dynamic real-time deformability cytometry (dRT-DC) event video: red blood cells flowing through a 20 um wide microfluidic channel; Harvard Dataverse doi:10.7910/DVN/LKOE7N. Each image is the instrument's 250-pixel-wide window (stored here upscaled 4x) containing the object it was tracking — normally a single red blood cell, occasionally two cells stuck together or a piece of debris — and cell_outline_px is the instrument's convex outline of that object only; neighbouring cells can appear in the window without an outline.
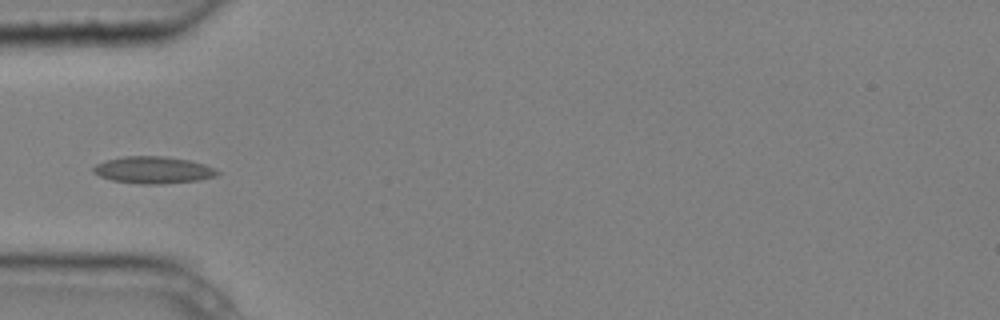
{"species": "common noctule bat (a hibernating species)", "species_latin": "Nyctalus noctula", "temperature_condition": "cold", "stored_images_in_passage": 6, "camera_frame_rate_fps": 3000, "um_per_image_px": 0.085, "animal": {"sex": "male", "body_mass_g": 20.4}, "frame": {"image": 1, "passage_image": 5, "time_ms": 1.333, "image_size_px": [1000, 320], "cell_outline_px": [[220, 172], [216, 176], [200, 180], [160, 184], [144, 184], [112, 180], [100, 176], [92, 172], [92, 168], [96, 164], [108, 160], [124, 156], [164, 156], [188, 160], [204, 164]], "centroid_in_image_um": [13.02, 14.45], "position_along_channel_um": 72.0, "area_um2": 19.31}}
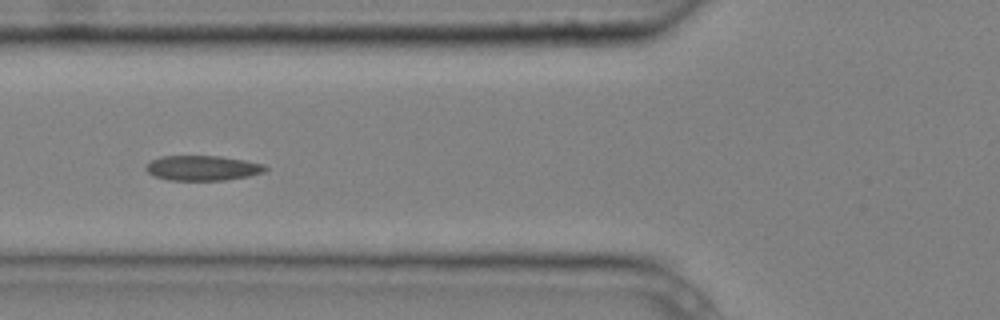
{"frame": {"image": 2, "passage_image": 6, "time_ms": 1.667, "image_size_px": [1000, 320], "cell_outline_px": [[268, 168], [264, 172], [248, 176], [224, 180], [168, 180], [156, 176], [148, 172], [144, 168], [152, 160], [164, 156], [220, 156], [244, 160], [264, 164]], "centroid_in_image_um": [17.24, 14.28], "position_along_channel_um": 108.6, "area_um2": 17.22}}